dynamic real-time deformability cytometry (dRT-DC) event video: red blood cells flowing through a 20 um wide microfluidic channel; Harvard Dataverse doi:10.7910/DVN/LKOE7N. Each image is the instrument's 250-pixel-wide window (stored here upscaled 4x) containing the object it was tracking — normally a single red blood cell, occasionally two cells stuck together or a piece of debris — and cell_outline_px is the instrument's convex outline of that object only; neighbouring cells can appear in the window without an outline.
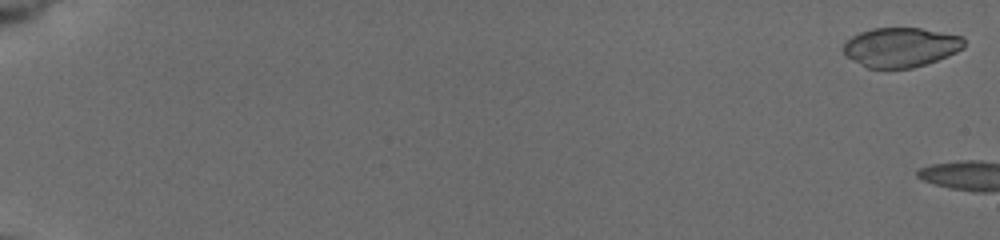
{"species": "common noctule bat (a hibernating species)", "species_latin": "Nyctalus noctula", "temperature_condition": "cold", "stored_images_in_passage": 11, "camera_frame_rate_fps": 3000, "um_per_image_px": 0.085, "animal": {"sex": "female", "body_mass_g": 19.5, "forearm_length_mm": 54.1}, "frame": {"image": 1, "passage_image": 1, "time_ms": 0.0, "image_size_px": [1000, 240], "cell_outline_px": [[964, 48], [956, 52], [936, 60], [912, 68], [868, 68], [848, 56], [840, 48], [852, 36], [860, 32], [872, 28], [920, 28], [964, 36]], "centroid_in_image_um": [76.58, 4.0], "position_along_channel_um": 8.4, "area_um2": 27.57}}
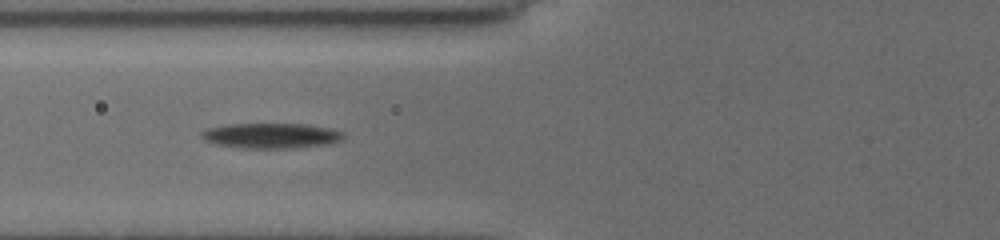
{"frame": {"image": 2, "passage_image": 10, "time_ms": 9.333, "image_size_px": [1000, 240], "cell_outline_px": [[344, 136], [340, 140], [332, 144], [292, 148], [244, 148], [216, 144], [204, 140], [200, 136], [200, 132], [208, 128], [224, 124], [308, 124], [328, 128], [344, 132]], "centroid_in_image_um": [23.04, 11.53], "position_along_channel_um": 102.8, "area_um2": 20.98}}
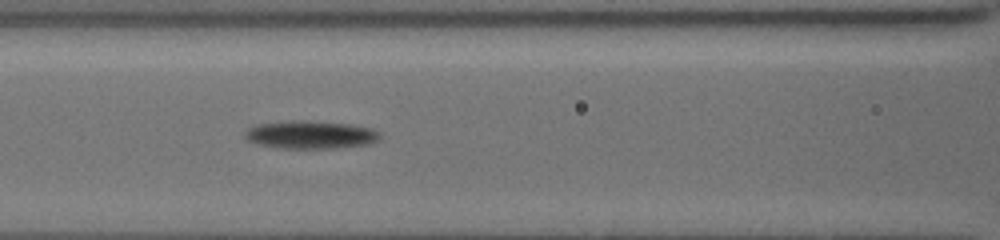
{"frame": {"image": 3, "passage_image": 11, "time_ms": 10.333, "image_size_px": [1000, 240], "cell_outline_px": [[380, 140], [368, 144], [332, 148], [276, 148], [256, 144], [244, 140], [244, 132], [248, 128], [256, 124], [292, 120], [308, 120], [352, 124], [372, 128], [380, 132]], "centroid_in_image_um": [26.36, 11.44], "position_along_channel_um": 140.2, "area_um2": 22.43}}